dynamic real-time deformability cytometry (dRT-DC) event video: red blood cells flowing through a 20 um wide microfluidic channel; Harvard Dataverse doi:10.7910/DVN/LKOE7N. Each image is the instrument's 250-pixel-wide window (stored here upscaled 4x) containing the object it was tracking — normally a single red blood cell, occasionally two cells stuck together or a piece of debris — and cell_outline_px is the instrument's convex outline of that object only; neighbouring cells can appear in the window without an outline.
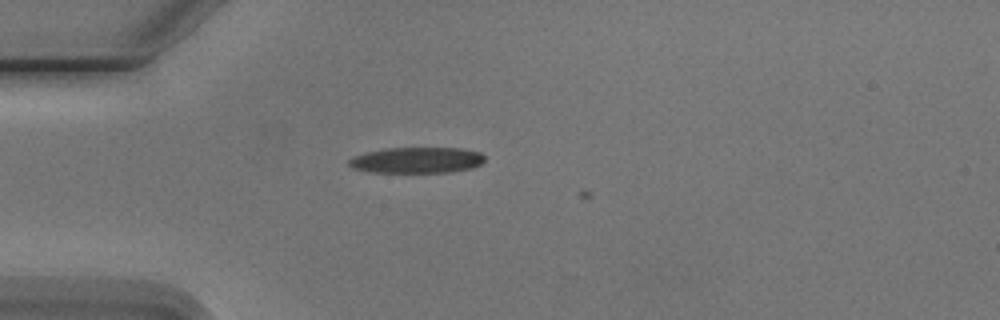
{"species": "Egyptian fruit bat (a non-hibernating species)", "species_latin": "Rousettus aegyptiacus", "temperature_condition": "cold", "stored_images_in_passage": 2, "camera_frame_rate_fps": 3000, "um_per_image_px": 0.085, "animal": {"sex": "male"}, "frame": {"image": 1, "passage_image": 1, "time_ms": 0.0, "image_size_px": [1000, 320], "cell_outline_px": [[484, 160], [480, 164], [472, 168], [452, 172], [368, 172], [352, 168], [348, 164], [348, 160], [352, 156], [364, 152], [384, 148], [464, 148], [480, 152], [484, 156]], "centroid_in_image_um": [35.39, 13.61], "position_along_channel_um": 49.6, "area_um2": 20.75}}